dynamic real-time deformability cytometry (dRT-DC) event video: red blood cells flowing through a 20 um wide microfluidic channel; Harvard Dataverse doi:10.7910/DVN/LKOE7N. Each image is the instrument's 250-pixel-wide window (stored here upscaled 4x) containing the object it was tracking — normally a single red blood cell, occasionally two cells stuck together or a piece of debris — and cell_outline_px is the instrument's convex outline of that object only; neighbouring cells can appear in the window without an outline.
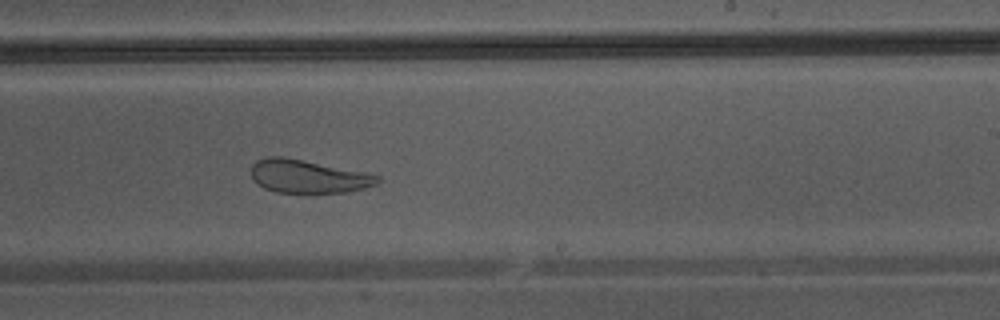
{"species": "Egyptian fruit bat (a non-hibernating species)", "species_latin": "Rousettus aegyptiacus", "temperature_condition": "warm", "stored_images_in_passage": 33, "camera_frame_rate_fps": 3000, "um_per_image_px": 0.085, "animal": {"sex": "male"}, "frame": {"image": 1, "passage_image": 15, "time_ms": 4.667, "image_size_px": [1000, 320], "cell_outline_px": [[380, 180], [376, 184], [364, 188], [348, 192], [276, 192], [264, 188], [256, 184], [252, 180], [252, 164], [256, 160], [268, 156], [280, 156], [364, 172], [380, 176]], "centroid_in_image_um": [26.14, 15.0], "position_along_channel_um": 262.9, "area_um2": 24.16}}
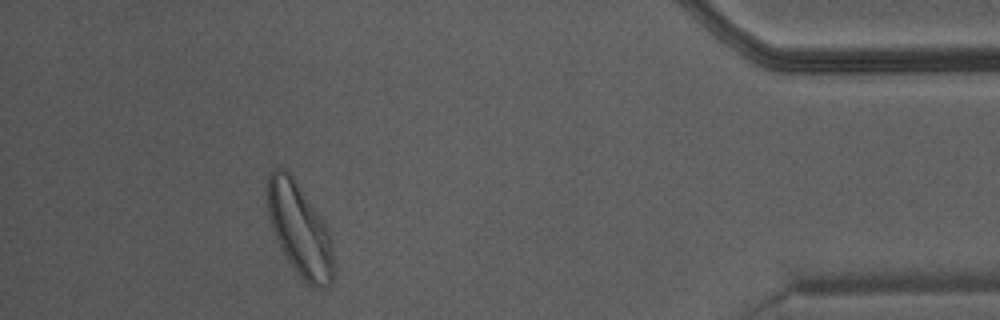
{"frame": {"image": 2, "passage_image": 28, "time_ms": 9.0, "image_size_px": [1000, 320], "cell_outline_px": [[332, 284], [328, 288], [320, 288], [308, 284], [300, 276], [288, 260], [280, 248], [272, 228], [268, 212], [268, 172], [276, 168], [284, 168], [292, 176], [320, 216], [328, 228], [332, 240]], "centroid_in_image_um": [25.47, 19.53], "position_along_channel_um": 409.7, "area_um2": 35.2}}